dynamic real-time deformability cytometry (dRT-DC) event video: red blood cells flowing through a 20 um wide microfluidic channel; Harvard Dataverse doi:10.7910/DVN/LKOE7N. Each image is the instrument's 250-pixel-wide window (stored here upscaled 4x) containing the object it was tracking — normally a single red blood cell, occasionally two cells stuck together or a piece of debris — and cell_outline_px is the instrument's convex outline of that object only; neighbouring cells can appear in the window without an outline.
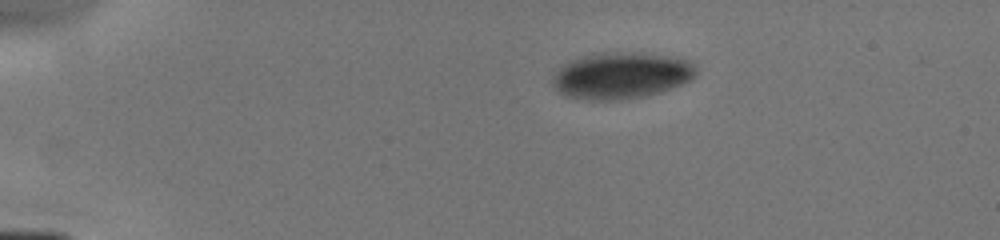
{"species": "human", "species_latin": "Homo sapiens", "temperature_condition": "cold", "stored_images_in_passage": 15, "camera_frame_rate_fps": 3000, "um_per_image_px": 0.085, "donor": {"sex": "male"}, "frame": {"image": 1, "passage_image": 1, "time_ms": 0.0, "image_size_px": [1000, 240], "cell_outline_px": [[696, 76], [680, 84], [660, 92], [644, 96], [616, 100], [592, 100], [564, 96], [552, 84], [552, 80], [556, 72], [564, 64], [580, 56], [600, 52], [640, 52], [680, 56], [692, 60], [696, 64]], "centroid_in_image_um": [52.85, 6.39], "position_along_channel_um": 32.1, "area_um2": 39.3}}
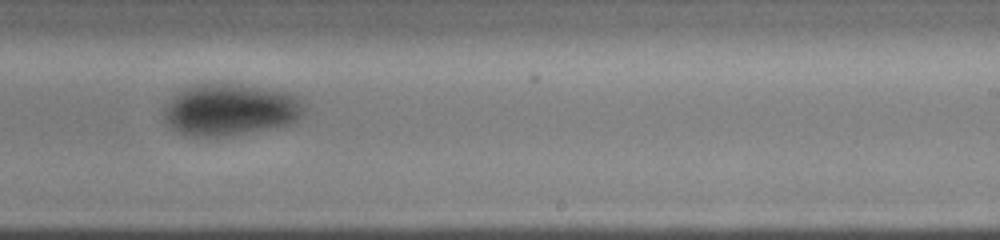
{"frame": {"image": 2, "passage_image": 9, "time_ms": 7.333, "image_size_px": [1000, 240], "cell_outline_px": [[304, 112], [296, 120], [288, 124], [220, 136], [192, 136], [180, 132], [172, 128], [164, 120], [164, 104], [172, 96], [184, 88], [192, 84], [240, 84], [288, 92], [296, 96], [304, 104]], "centroid_in_image_um": [19.52, 9.29], "position_along_channel_um": 269.5, "area_um2": 41.85}}
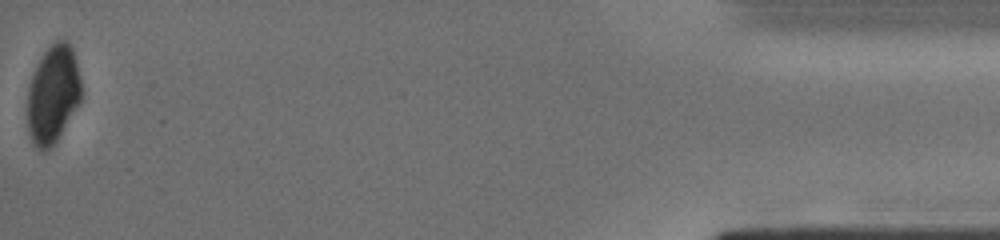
{"frame": {"image": 3, "passage_image": 15, "time_ms": 13.0, "image_size_px": [1000, 240], "cell_outline_px": [[80, 100], [56, 144], [52, 148], [44, 152], [40, 152], [32, 144], [28, 132], [28, 88], [32, 72], [44, 52], [56, 40], [68, 40], [72, 48], [76, 60], [80, 80]], "centroid_in_image_um": [4.48, 8.07], "position_along_channel_um": 430.7, "area_um2": 30.98}}